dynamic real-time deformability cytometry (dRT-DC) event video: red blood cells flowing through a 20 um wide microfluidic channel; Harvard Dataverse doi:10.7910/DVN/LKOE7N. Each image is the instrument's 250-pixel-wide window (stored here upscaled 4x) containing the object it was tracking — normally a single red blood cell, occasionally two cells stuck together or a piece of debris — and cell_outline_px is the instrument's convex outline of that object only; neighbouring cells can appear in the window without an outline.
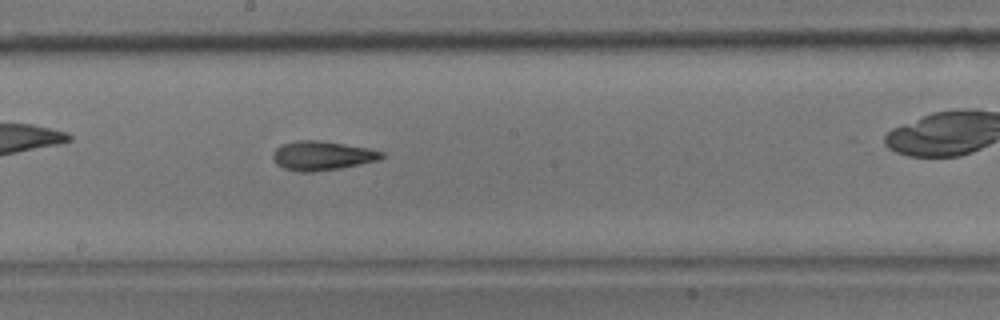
{"species": "common noctule bat (a hibernating species)", "species_latin": "Nyctalus noctula", "temperature_condition": "room temperature", "stored_images_in_passage": 44, "camera_frame_rate_fps": 3000, "um_per_image_px": 0.085, "animal": {"sex": "male", "body_mass_g": 17.9}, "frame": {"image": 1, "passage_image": 26, "time_ms": 8.333, "image_size_px": [1000, 320], "cell_outline_px": [[384, 156], [380, 160], [340, 168], [312, 172], [300, 172], [284, 168], [276, 164], [272, 156], [276, 148], [284, 144], [300, 140], [316, 140], [344, 144], [368, 148], [384, 152]], "centroid_in_image_um": [27.39, 13.24], "position_along_channel_um": 220.8, "area_um2": 18.32}}
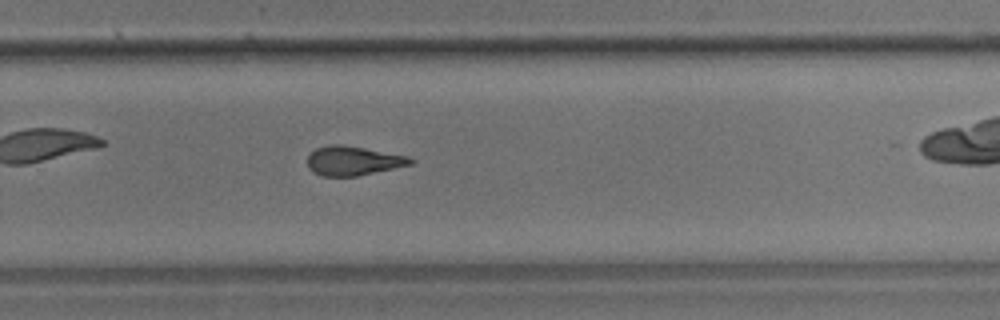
{"frame": {"image": 2, "passage_image": 32, "time_ms": 10.333, "image_size_px": [1000, 320], "cell_outline_px": [[416, 160], [412, 164], [356, 176], [324, 176], [312, 172], [308, 168], [308, 156], [316, 148], [332, 144], [344, 144], [408, 156]], "centroid_in_image_um": [30.01, 13.66], "position_along_channel_um": 299.8, "area_um2": 17.51}, "authors_computed_cell_mechanics": {"area_um2": 18.2359, "velocity_mm_per_s": 3.9676, "shape_relaxation_time_tau1_ms": 8.9801, "shape_relaxation_time_tau2_ms": 4.204, "deformation_change_tau1": 0.21, "deformation_change_tau2": 0.1348}}